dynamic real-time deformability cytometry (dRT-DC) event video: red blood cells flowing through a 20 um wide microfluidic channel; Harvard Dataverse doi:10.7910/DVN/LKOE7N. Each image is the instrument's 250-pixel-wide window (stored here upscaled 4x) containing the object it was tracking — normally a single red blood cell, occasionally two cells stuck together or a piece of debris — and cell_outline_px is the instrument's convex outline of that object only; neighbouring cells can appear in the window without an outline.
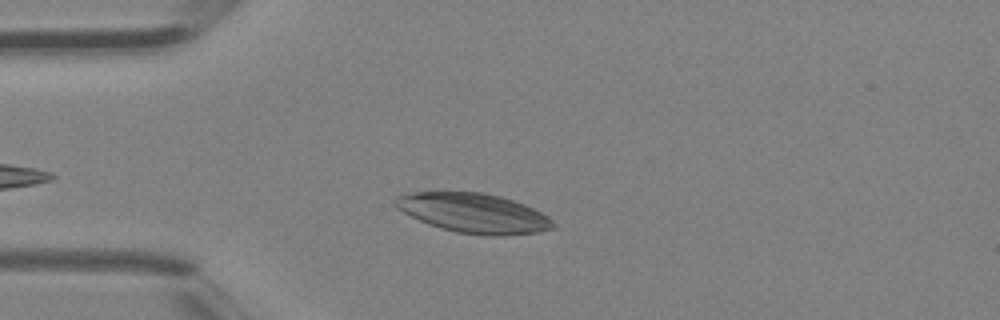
{"species": "Egyptian fruit bat (a non-hibernating species)", "species_latin": "Rousettus aegyptiacus", "temperature_condition": "room temperature", "stored_images_in_passage": 32, "camera_frame_rate_fps": 3000, "um_per_image_px": 0.085, "animal": {"sex": "female"}, "frame": {"image": 1, "passage_image": 5, "time_ms": 1.333, "image_size_px": [1000, 320], "cell_outline_px": [[556, 228], [540, 232], [500, 236], [488, 236], [456, 232], [440, 228], [428, 224], [396, 208], [392, 204], [392, 200], [396, 196], [412, 192], [480, 192], [500, 196], [524, 204], [548, 216], [556, 224]], "centroid_in_image_um": [40.26, 18.12], "position_along_channel_um": 44.7, "area_um2": 36.53}}
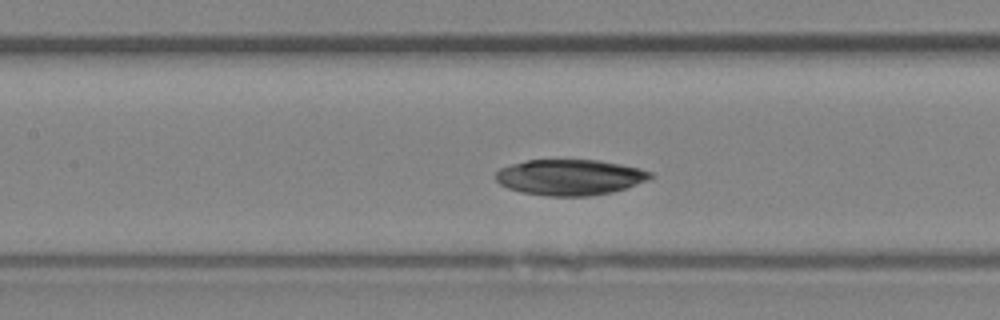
{"frame": {"image": 2, "passage_image": 13, "time_ms": 4.0, "image_size_px": [1000, 320], "cell_outline_px": [[652, 176], [648, 180], [612, 192], [588, 196], [548, 196], [520, 192], [508, 188], [500, 184], [496, 180], [496, 172], [500, 168], [524, 160], [600, 160], [640, 168], [652, 172]], "centroid_in_image_um": [48.42, 15.06], "position_along_channel_um": 159.0, "area_um2": 32.19}}
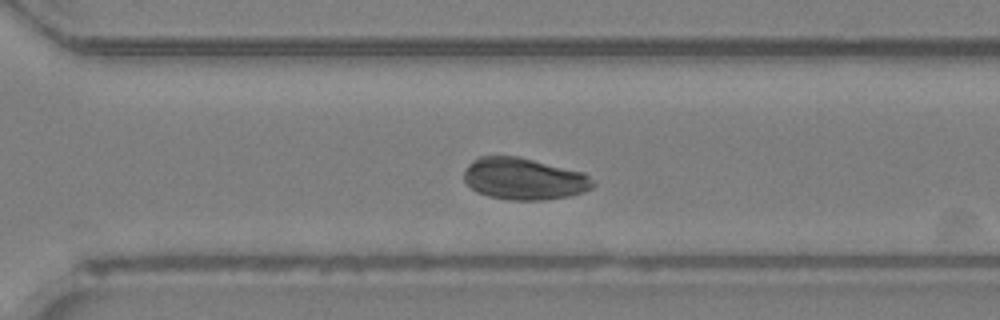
{"frame": {"image": 3, "passage_image": 23, "time_ms": 7.333, "image_size_px": [1000, 320], "cell_outline_px": [[596, 184], [592, 188], [584, 192], [572, 196], [544, 200], [512, 200], [488, 196], [476, 192], [464, 180], [464, 172], [468, 164], [472, 160], [480, 156], [520, 156], [584, 172]], "centroid_in_image_um": [44.56, 15.2], "position_along_channel_um": 326.0, "area_um2": 31.73}}